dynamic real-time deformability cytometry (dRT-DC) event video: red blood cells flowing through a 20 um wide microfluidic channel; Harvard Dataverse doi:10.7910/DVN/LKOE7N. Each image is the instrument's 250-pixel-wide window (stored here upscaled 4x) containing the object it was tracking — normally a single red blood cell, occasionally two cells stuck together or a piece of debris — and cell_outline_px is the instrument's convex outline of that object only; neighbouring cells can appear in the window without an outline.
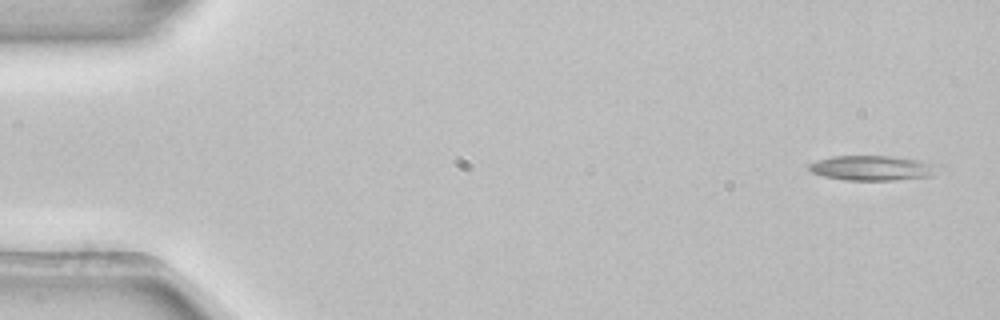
{"species": "common noctule bat (a hibernating species)", "species_latin": "Nyctalus noctula", "temperature_condition": "room temperature", "stored_images_in_passage": 3, "camera_frame_rate_fps": 3000, "um_per_image_px": 0.085, "animal": {"sex": "female", "body_mass_g": 22.7, "forearm_length_mm": 54.2}, "frame": {"image": 1, "passage_image": 3, "time_ms": 0.667, "image_size_px": [1000, 320], "cell_outline_px": [[932, 176], [896, 180], [844, 180], [824, 176], [812, 172], [808, 168], [808, 164], [832, 156], [892, 156], [916, 160], [932, 164]], "centroid_in_image_um": [74.03, 14.29], "position_along_channel_um": 11.0, "area_um2": 18.15}}